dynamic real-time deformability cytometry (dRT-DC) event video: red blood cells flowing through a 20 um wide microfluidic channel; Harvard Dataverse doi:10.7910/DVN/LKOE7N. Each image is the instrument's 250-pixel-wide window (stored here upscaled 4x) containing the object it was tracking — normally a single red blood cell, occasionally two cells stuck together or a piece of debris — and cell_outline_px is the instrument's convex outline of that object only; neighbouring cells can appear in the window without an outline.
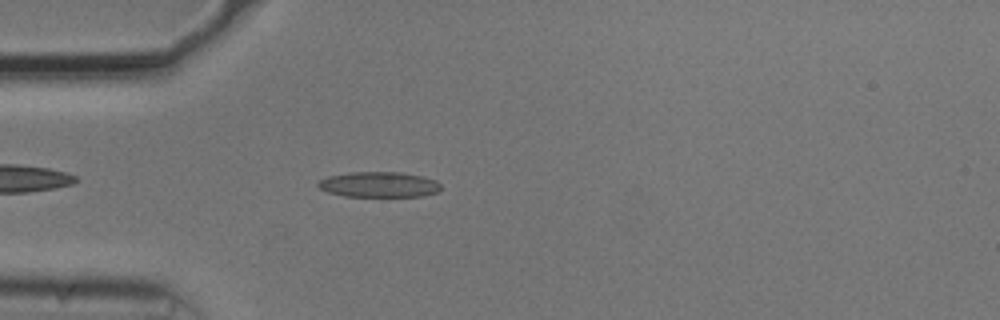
{"species": "common noctule bat (a hibernating species)", "species_latin": "Nyctalus noctula", "temperature_condition": "cold", "stored_images_in_passage": 44, "camera_frame_rate_fps": 3000, "um_per_image_px": 0.085, "animal": {"sex": "male", "body_mass_g": 20.5, "forearm_length_mm": 52.5}, "frame": {"image": 1, "passage_image": 5, "time_ms": 1.333, "image_size_px": [1000, 320], "cell_outline_px": [[440, 192], [424, 196], [344, 196], [328, 192], [320, 188], [316, 184], [320, 180], [328, 176], [352, 172], [400, 172], [420, 176], [436, 180], [440, 184]], "centroid_in_image_um": [32.23, 15.69], "position_along_channel_um": 52.8, "area_um2": 18.15}}
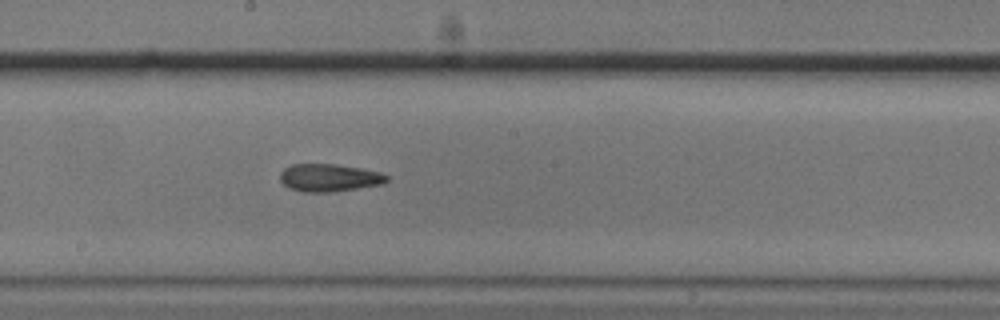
{"frame": {"image": 2, "passage_image": 19, "time_ms": 6.0, "image_size_px": [1000, 320], "cell_outline_px": [[388, 180], [384, 184], [332, 192], [304, 192], [288, 188], [280, 180], [280, 172], [284, 168], [292, 164], [336, 164], [360, 168], [380, 172], [388, 176]], "centroid_in_image_um": [27.98, 15.11], "position_along_channel_um": 220.2, "area_um2": 17.28}}
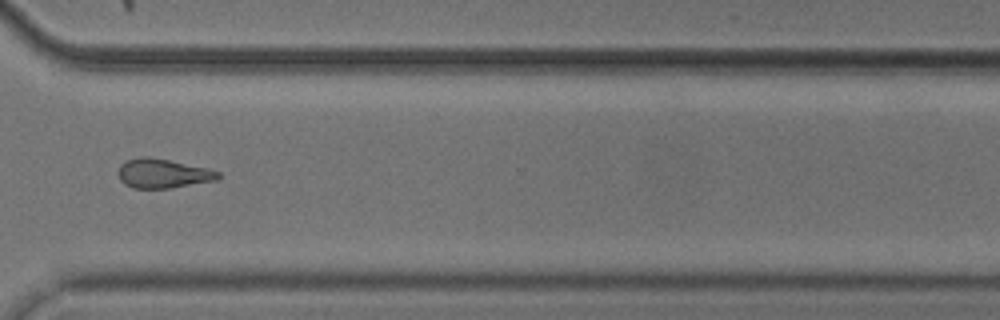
{"frame": {"image": 3, "passage_image": 30, "time_ms": 9.667, "image_size_px": [1000, 320], "cell_outline_px": [[220, 176], [216, 180], [168, 188], [132, 188], [124, 184], [120, 180], [116, 172], [120, 164], [124, 160], [140, 156], [148, 156], [208, 168], [220, 172]], "centroid_in_image_um": [13.77, 14.73], "position_along_channel_um": 356.8, "area_um2": 17.17}, "authors_computed_cell_mechanics": {"area_um2": 17.1955, "velocity_mm_per_s": 3.7493, "shape_relaxation_time_tau1_ms": 5.9959, "shape_relaxation_time_tau2_ms": 3.4605, "deformation_change_tau1": 0.1173, "deformation_change_tau2": 0.1207}}